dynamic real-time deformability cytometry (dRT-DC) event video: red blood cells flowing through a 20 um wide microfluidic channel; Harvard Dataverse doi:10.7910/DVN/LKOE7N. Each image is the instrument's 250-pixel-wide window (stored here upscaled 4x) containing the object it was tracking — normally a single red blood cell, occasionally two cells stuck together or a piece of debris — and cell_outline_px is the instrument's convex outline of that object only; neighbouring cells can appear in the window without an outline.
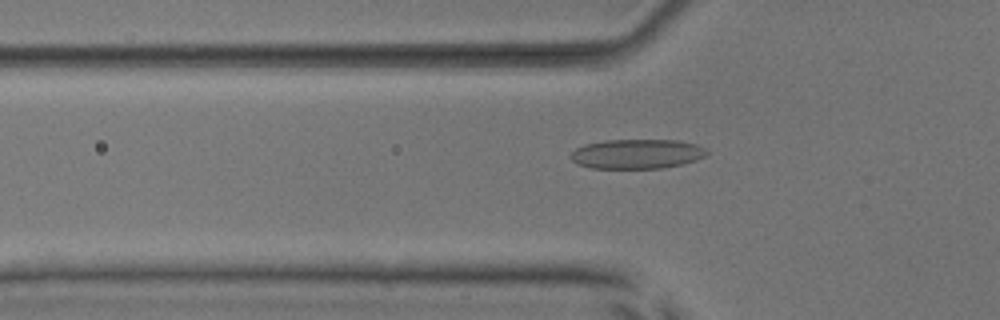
{"species": "common noctule bat (a hibernating species)", "species_latin": "Nyctalus noctula", "temperature_condition": "room temperature", "stored_images_in_passage": 51, "camera_frame_rate_fps": 3000, "um_per_image_px": 0.085, "animal": {"sex": "male", "body_mass_g": 17.9, "forearm_length_mm": 54.2}, "frame": {"image": 1, "passage_image": 15, "time_ms": 4.667, "image_size_px": [1000, 320], "cell_outline_px": [[708, 152], [704, 156], [696, 160], [684, 164], [660, 168], [592, 168], [576, 164], [568, 156], [576, 148], [584, 144], [604, 140], [680, 140], [696, 144], [704, 148]], "centroid_in_image_um": [54.11, 13.08], "position_along_channel_um": 71.7, "area_um2": 23.58}}
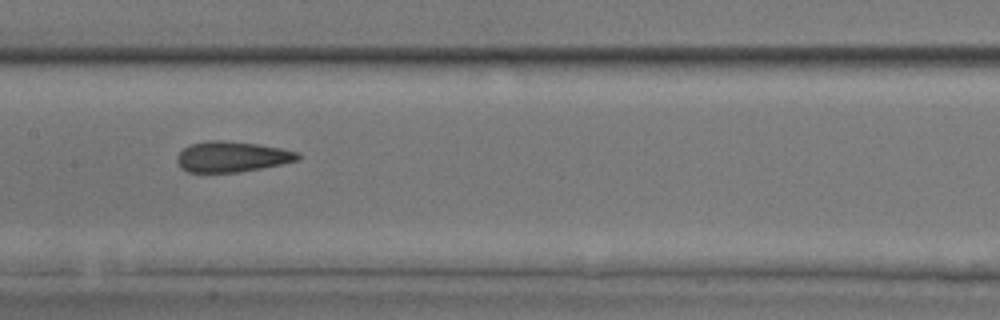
{"frame": {"image": 2, "passage_image": 24, "time_ms": 7.667, "image_size_px": [1000, 320], "cell_outline_px": [[300, 156], [296, 160], [280, 164], [240, 172], [188, 172], [180, 168], [176, 160], [176, 156], [184, 148], [192, 144], [208, 140], [224, 140], [260, 144], [300, 152]], "centroid_in_image_um": [19.68, 13.31], "position_along_channel_um": 187.7, "area_um2": 21.5}}
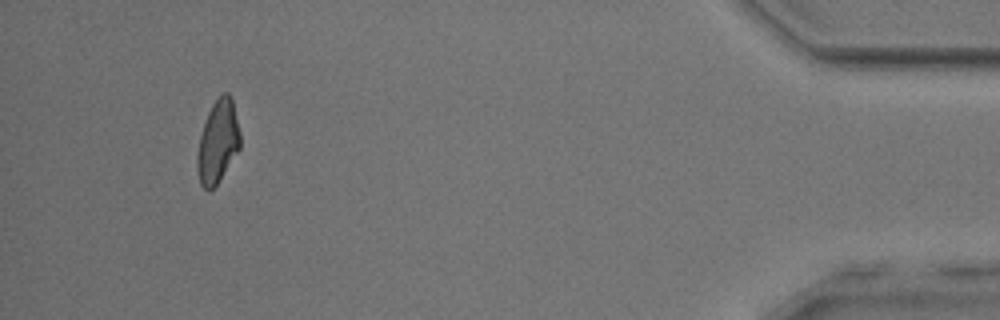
{"frame": {"image": 3, "passage_image": 47, "time_ms": 15.333, "image_size_px": [1000, 320], "cell_outline_px": [[240, 148], [216, 184], [212, 188], [204, 188], [200, 184], [196, 164], [196, 156], [200, 136], [208, 112], [212, 104], [224, 92], [228, 92], [232, 96], [240, 132]], "centroid_in_image_um": [18.52, 12.0], "position_along_channel_um": 416.7, "area_um2": 20.46}, "authors_computed_cell_mechanics": {"area_um2": 21.7906, "velocity_mm_per_s": 3.8667, "shape_relaxation_time_tau1_ms": 5.7349, "shape_relaxation_time_tau2_ms": 2.329, "deformation_change_tau1": 0.153, "deformation_change_tau2": 0.0949}}